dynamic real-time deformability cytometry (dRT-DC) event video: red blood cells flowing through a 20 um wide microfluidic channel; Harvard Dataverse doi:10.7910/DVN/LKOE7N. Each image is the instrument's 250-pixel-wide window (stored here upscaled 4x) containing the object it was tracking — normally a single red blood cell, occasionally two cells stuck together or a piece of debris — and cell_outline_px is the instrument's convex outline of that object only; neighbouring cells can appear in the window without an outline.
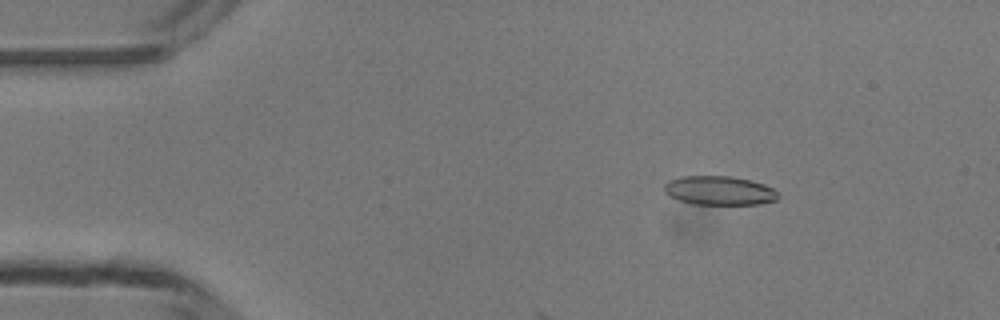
{"species": "common noctule bat (a hibernating species)", "species_latin": "Nyctalus noctula", "temperature_condition": "room temperature", "stored_images_in_passage": 3, "camera_frame_rate_fps": 3000, "um_per_image_px": 0.085, "animal": {"sex": "male", "body_mass_g": 13.3}, "frame": {"image": 1, "passage_image": 2, "time_ms": 1.333, "image_size_px": [1000, 320], "cell_outline_px": [[780, 196], [776, 200], [760, 204], [692, 204], [668, 196], [664, 192], [664, 184], [668, 180], [680, 176], [732, 176], [764, 184], [772, 188]], "centroid_in_image_um": [61.1, 16.19], "position_along_channel_um": 23.9, "area_um2": 19.31}}